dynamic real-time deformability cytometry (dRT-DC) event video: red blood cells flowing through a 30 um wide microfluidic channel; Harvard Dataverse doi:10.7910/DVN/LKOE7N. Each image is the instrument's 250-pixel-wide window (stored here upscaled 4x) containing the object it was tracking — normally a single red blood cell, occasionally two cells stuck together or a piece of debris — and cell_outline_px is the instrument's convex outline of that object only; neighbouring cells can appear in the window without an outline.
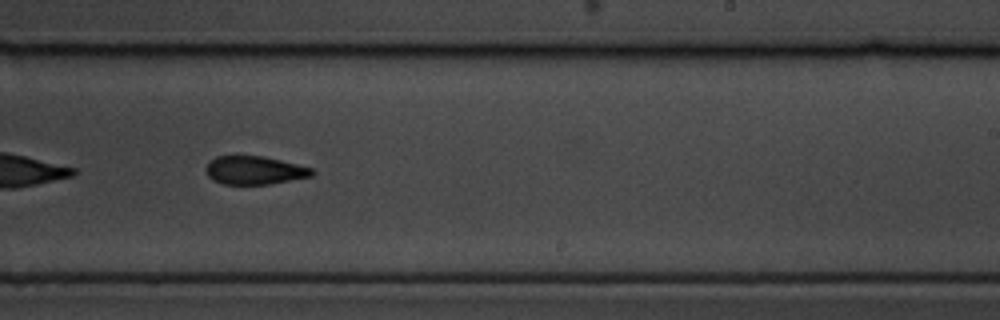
{"species": "common noctule bat (a hibernating species)", "species_latin": "Nyctalus noctula", "temperature_condition": "cold", "stored_images_in_passage": 43, "camera_frame_rate_fps": 3000, "um_per_image_px": 0.085, "animal": {"sex": "male", "body_mass_g": 19.5, "forearm_length_mm": 54.6}, "frame": {"image": 1, "passage_image": 19, "time_ms": 6.0, "image_size_px": [1000, 320], "cell_outline_px": [[316, 172], [312, 176], [272, 184], [224, 184], [212, 180], [208, 176], [208, 164], [216, 156], [264, 156], [312, 168]], "centroid_in_image_um": [21.68, 14.48], "position_along_channel_um": 267.3, "area_um2": 17.34}}
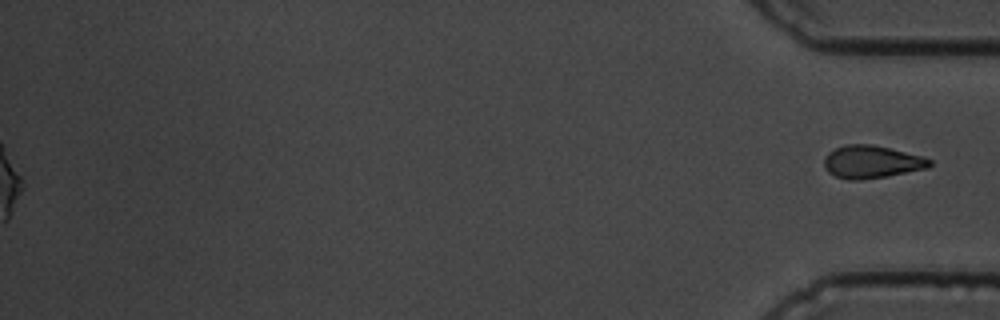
{"frame": {"image": 2, "passage_image": 43, "time_ms": 14.0, "image_size_px": [1000, 320], "cell_outline_px": [[932, 164], [928, 168], [884, 176], [860, 180], [848, 180], [836, 176], [828, 172], [824, 168], [824, 156], [828, 152], [844, 144], [872, 144], [924, 156], [932, 160]], "centroid_in_image_um": [74.07, 13.75], "position_along_channel_um": 361.1, "area_um2": 20.17}}